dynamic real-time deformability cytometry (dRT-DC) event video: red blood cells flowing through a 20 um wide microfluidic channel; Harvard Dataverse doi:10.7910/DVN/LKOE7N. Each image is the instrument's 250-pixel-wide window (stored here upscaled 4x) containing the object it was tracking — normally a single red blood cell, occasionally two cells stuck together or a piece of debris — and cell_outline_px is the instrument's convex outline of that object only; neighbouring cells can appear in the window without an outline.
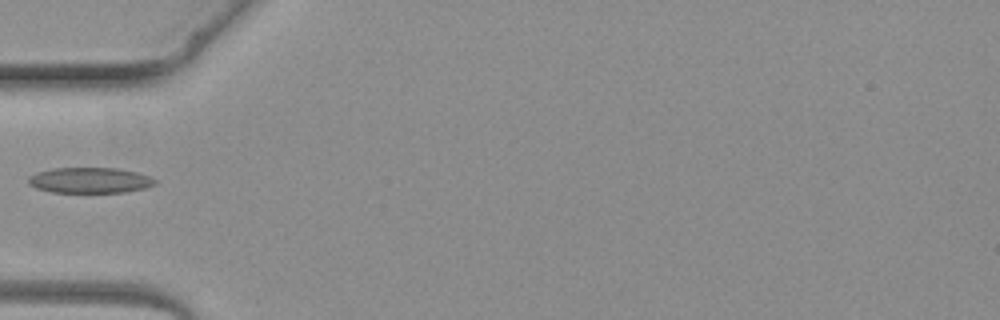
{"species": "common noctule bat (a hibernating species)", "species_latin": "Nyctalus noctula", "temperature_condition": "warm", "stored_images_in_passage": 3, "camera_frame_rate_fps": 3000, "um_per_image_px": 0.085, "animal": {"sex": "female", "body_mass_g": 19.3, "forearm_length_mm": 54.1}, "frame": {"image": 1, "passage_image": 3, "time_ms": 2.333, "image_size_px": [1000, 320], "cell_outline_px": [[156, 184], [144, 188], [124, 192], [52, 192], [36, 188], [28, 184], [28, 176], [36, 172], [52, 168], [120, 168], [136, 172], [148, 176], [156, 180]], "centroid_in_image_um": [7.6, 15.32], "position_along_channel_um": 77.4, "area_um2": 18.9}}